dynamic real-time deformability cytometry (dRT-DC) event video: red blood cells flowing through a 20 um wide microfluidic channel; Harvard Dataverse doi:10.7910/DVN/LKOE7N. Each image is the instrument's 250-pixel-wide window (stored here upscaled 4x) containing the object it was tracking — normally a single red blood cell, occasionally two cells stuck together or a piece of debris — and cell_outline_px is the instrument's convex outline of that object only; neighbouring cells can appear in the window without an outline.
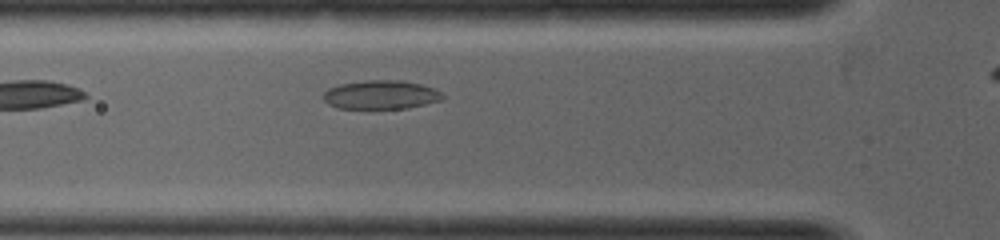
{"species": "common noctule bat (a hibernating species)", "species_latin": "Nyctalus noctula", "temperature_condition": "warm", "stored_images_in_passage": 21, "camera_frame_rate_fps": 5000, "um_per_image_px": 0.085, "animal": {"sex": "female", "body_mass_g": 19.0, "forearm_length_mm": 53.3}, "frame": {"image": 1, "passage_image": 2, "time_ms": 0.2, "image_size_px": [1000, 240], "cell_outline_px": [[444, 100], [408, 108], [336, 108], [328, 104], [320, 96], [328, 88], [340, 84], [364, 80], [404, 80], [420, 84], [432, 88], [440, 92], [444, 96]], "centroid_in_image_um": [32.35, 8.05], "position_along_channel_um": 93.4, "area_um2": 20.17}}
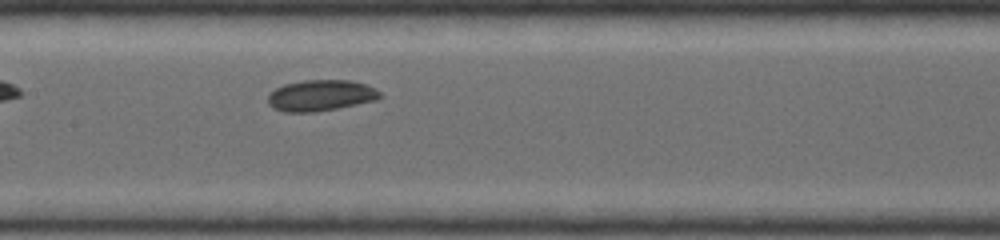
{"frame": {"image": 2, "passage_image": 7, "time_ms": 1.2, "image_size_px": [1000, 240], "cell_outline_px": [[384, 96], [376, 100], [316, 112], [284, 112], [272, 108], [268, 104], [268, 92], [284, 84], [304, 80], [352, 80], [368, 84], [380, 92]], "centroid_in_image_um": [27.25, 8.11], "position_along_channel_um": 180.1, "area_um2": 20.52}}
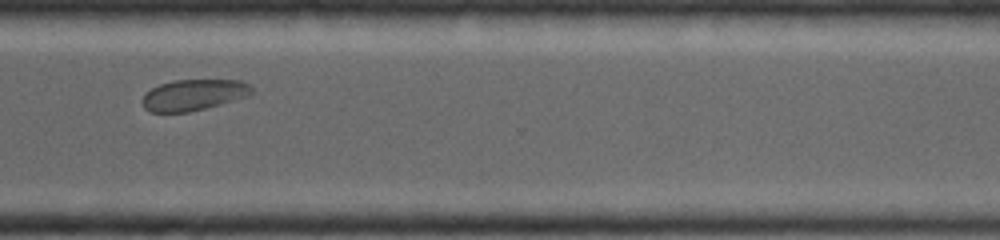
{"frame": {"image": 3, "passage_image": 17, "time_ms": 3.2, "image_size_px": [1000, 240], "cell_outline_px": [[252, 96], [188, 112], [148, 112], [144, 108], [140, 100], [152, 88], [160, 84], [172, 80], [240, 80], [248, 84], [252, 88]], "centroid_in_image_um": [16.46, 8.07], "position_along_channel_um": 354.1, "area_um2": 19.88}}